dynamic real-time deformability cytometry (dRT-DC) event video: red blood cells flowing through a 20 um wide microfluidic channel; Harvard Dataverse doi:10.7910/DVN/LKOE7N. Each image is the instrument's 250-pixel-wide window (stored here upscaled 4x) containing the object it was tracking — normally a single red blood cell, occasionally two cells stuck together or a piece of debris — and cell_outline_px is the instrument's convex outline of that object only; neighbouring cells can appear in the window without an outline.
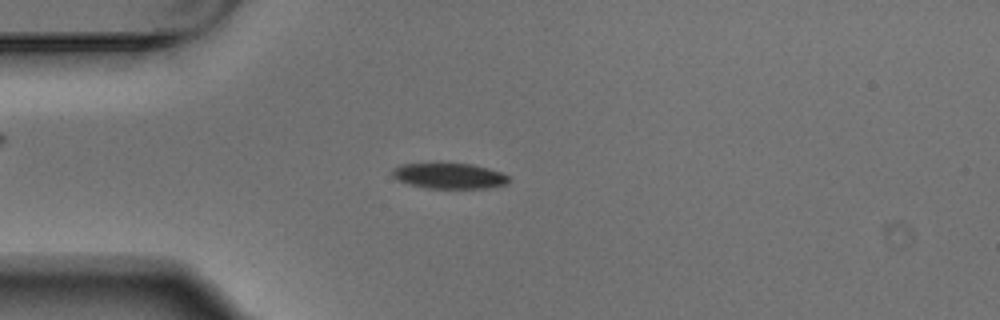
{"species": "Egyptian fruit bat (a non-hibernating species)", "species_latin": "Rousettus aegyptiacus", "temperature_condition": "warm", "stored_images_in_passage": 4, "camera_frame_rate_fps": 3000, "um_per_image_px": 0.085, "animal": {"sex": "male"}, "frame": {"image": 1, "passage_image": 4, "time_ms": 1.0, "image_size_px": [1000, 320], "cell_outline_px": [[512, 180], [508, 184], [488, 188], [424, 188], [408, 184], [396, 180], [392, 176], [392, 168], [400, 164], [472, 164], [488, 168], [500, 172], [508, 176]], "centroid_in_image_um": [38.18, 14.96], "position_along_channel_um": 46.8, "area_um2": 17.46}}